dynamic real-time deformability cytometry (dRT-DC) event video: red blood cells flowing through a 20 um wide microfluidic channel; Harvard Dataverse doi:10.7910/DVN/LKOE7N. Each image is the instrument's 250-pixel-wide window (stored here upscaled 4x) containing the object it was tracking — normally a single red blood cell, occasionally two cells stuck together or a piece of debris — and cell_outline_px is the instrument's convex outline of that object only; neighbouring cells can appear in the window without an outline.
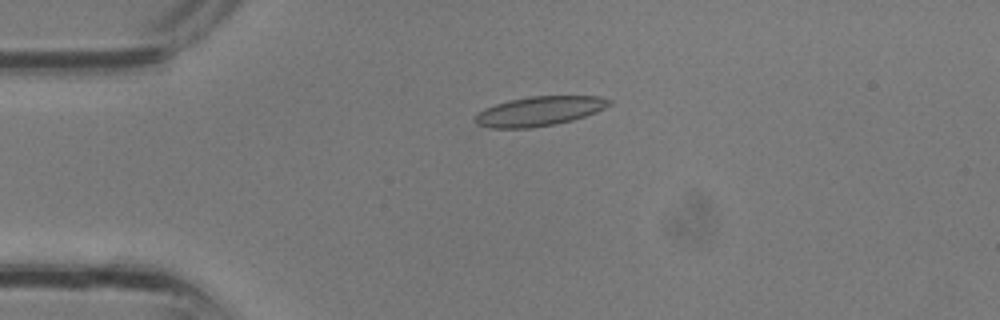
{"species": "common noctule bat (a hibernating species)", "species_latin": "Nyctalus noctula", "temperature_condition": "room temperature", "stored_images_in_passage": 3, "camera_frame_rate_fps": 3000, "um_per_image_px": 0.085, "animal": {"sex": "male", "body_mass_g": 13.3}, "frame": {"image": 1, "passage_image": 3, "time_ms": 0.667, "image_size_px": [1000, 320], "cell_outline_px": [[612, 104], [596, 112], [572, 120], [556, 124], [532, 128], [488, 128], [476, 124], [476, 116], [484, 108], [508, 100], [528, 96], [600, 96], [612, 100]], "centroid_in_image_um": [45.85, 9.45], "position_along_channel_um": 39.1, "area_um2": 23.06}}